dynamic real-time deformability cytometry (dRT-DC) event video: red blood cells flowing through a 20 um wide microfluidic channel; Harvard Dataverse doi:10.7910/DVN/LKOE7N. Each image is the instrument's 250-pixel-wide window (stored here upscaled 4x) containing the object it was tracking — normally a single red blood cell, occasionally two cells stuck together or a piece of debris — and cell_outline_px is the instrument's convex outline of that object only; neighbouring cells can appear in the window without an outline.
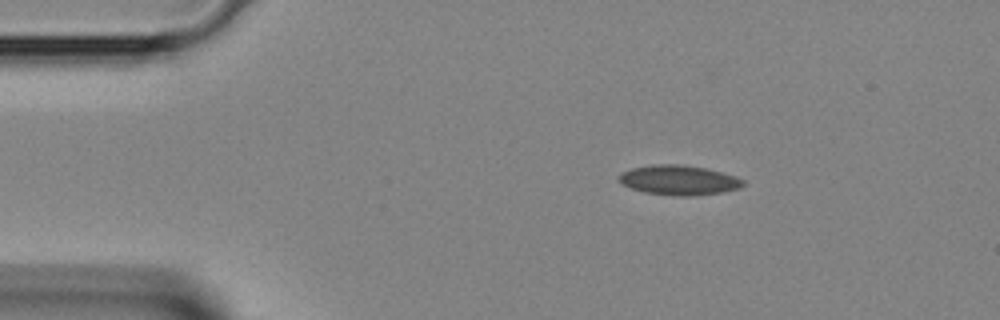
{"species": "Egyptian fruit bat (a non-hibernating species)", "species_latin": "Rousettus aegyptiacus", "temperature_condition": "room temperature", "stored_images_in_passage": 2, "camera_frame_rate_fps": 3000, "um_per_image_px": 0.085, "animal": {"sex": "female"}, "frame": {"image": 1, "passage_image": 1, "time_ms": 0.0, "image_size_px": [1000, 320], "cell_outline_px": [[744, 184], [740, 188], [720, 192], [696, 196], [672, 196], [644, 192], [632, 188], [616, 180], [616, 176], [620, 172], [632, 168], [652, 164], [680, 164], [708, 168], [736, 176], [744, 180]], "centroid_in_image_um": [57.68, 15.3], "position_along_channel_um": 27.3, "area_um2": 21.85}}